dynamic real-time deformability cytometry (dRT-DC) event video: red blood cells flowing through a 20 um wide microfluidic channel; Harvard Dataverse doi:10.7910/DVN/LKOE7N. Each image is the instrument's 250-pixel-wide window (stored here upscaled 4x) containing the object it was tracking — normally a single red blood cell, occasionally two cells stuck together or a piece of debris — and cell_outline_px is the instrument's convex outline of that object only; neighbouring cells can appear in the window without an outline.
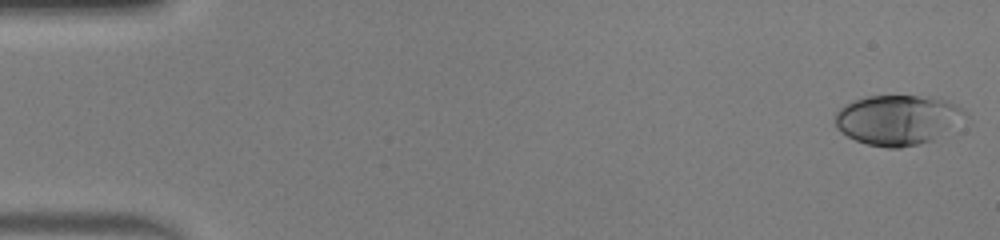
{"species": "human", "species_latin": "Homo sapiens", "temperature_condition": "warm", "stored_images_in_passage": 48, "camera_frame_rate_fps": 3000, "um_per_image_px": 0.085, "donor": {"sex": "male"}, "frame": {"image": 1, "passage_image": 1, "time_ms": 0.0, "image_size_px": [1000, 240], "cell_outline_px": [[968, 116], [932, 140], [900, 148], [888, 148], [868, 144], [856, 140], [840, 132], [836, 128], [836, 112], [840, 108], [852, 100], [868, 96], [936, 96], [948, 100], [964, 108], [968, 112]], "centroid_in_image_um": [76.32, 10.16], "position_along_channel_um": 8.7, "area_um2": 37.92}}
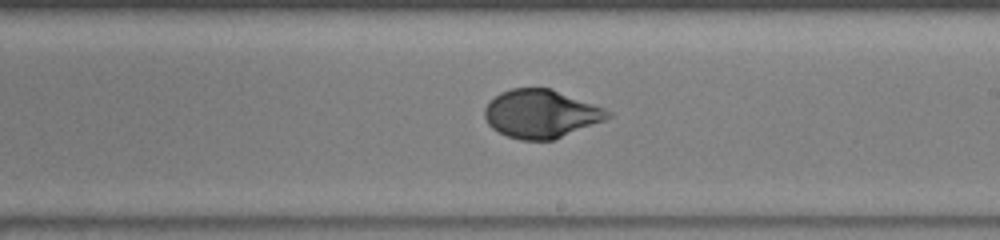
{"frame": {"image": 2, "passage_image": 28, "time_ms": 9.0, "image_size_px": [1000, 240], "cell_outline_px": [[612, 116], [604, 120], [552, 140], [520, 140], [508, 136], [492, 128], [488, 124], [484, 116], [484, 108], [500, 92], [512, 88], [552, 88], [604, 108], [612, 112]], "centroid_in_image_um": [45.98, 9.66], "position_along_channel_um": 243.0, "area_um2": 34.39}}
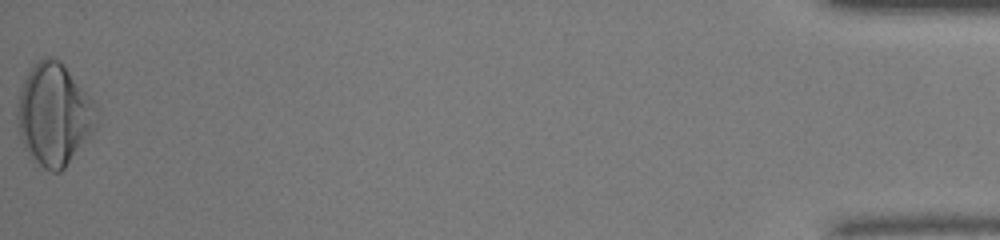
{"frame": {"image": 3, "passage_image": 48, "time_ms": 15.667, "image_size_px": [1000, 240], "cell_outline_px": [[100, 120], [64, 168], [60, 172], [52, 172], [44, 168], [28, 156], [20, 136], [16, 116], [16, 112], [20, 88], [32, 64], [44, 56], [52, 56], [60, 60], [92, 100], [100, 112]], "centroid_in_image_um": [4.57, 9.7], "position_along_channel_um": 430.6, "area_um2": 47.05}, "authors_computed_cell_mechanics": {"area_um2": 34.8534, "velocity_mm_per_s": 4.2919, "shape_relaxation_time_tau1_ms": 5.2284, "shape_relaxation_time_tau2_ms": null, "deformation_change_tau1": 0.2326, "deformation_change_tau2": null}}